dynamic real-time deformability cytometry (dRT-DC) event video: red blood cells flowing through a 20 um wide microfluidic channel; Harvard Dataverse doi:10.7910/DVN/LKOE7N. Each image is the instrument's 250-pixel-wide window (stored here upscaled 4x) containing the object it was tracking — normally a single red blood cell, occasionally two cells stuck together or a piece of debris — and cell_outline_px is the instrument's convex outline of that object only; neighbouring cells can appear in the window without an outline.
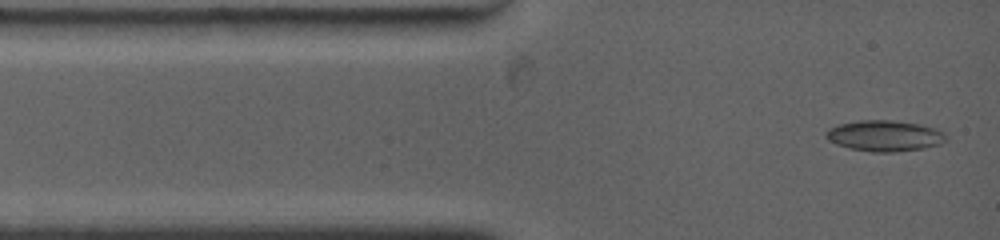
{"species": "common noctule bat (a hibernating species)", "species_latin": "Nyctalus noctula", "temperature_condition": "warm", "stored_images_in_passage": 3, "camera_frame_rate_fps": 4500, "um_per_image_px": 0.085, "animal": {"sex": "female", "body_mass_g": 19.0, "forearm_length_mm": 53.3}, "frame": {"image": 1, "passage_image": 1, "time_ms": 0.0, "image_size_px": [1000, 240], "cell_outline_px": [[944, 140], [940, 144], [924, 148], [892, 152], [872, 152], [848, 148], [836, 144], [828, 140], [824, 136], [824, 132], [840, 124], [860, 120], [888, 120], [916, 124], [936, 128], [944, 132]], "centroid_in_image_um": [75.15, 11.55], "position_along_channel_um": 9.9, "area_um2": 21.39}}
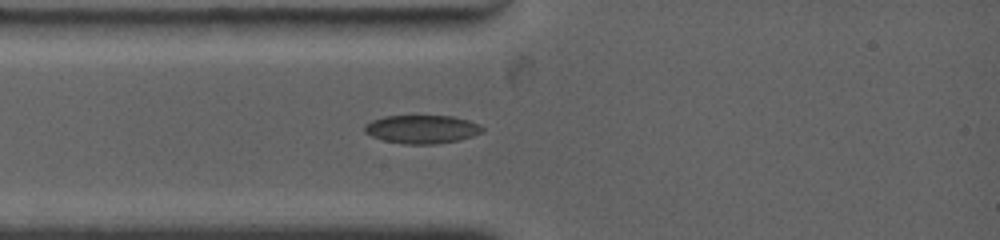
{"frame": {"image": 2, "passage_image": 3, "time_ms": 2.0, "image_size_px": [1000, 240], "cell_outline_px": [[484, 132], [472, 136], [456, 140], [436, 144], [404, 144], [384, 140], [372, 136], [364, 132], [364, 124], [372, 120], [384, 116], [452, 116], [468, 120], [480, 124], [484, 128]], "centroid_in_image_um": [35.86, 10.98], "position_along_channel_um": 49.1, "area_um2": 19.48}}